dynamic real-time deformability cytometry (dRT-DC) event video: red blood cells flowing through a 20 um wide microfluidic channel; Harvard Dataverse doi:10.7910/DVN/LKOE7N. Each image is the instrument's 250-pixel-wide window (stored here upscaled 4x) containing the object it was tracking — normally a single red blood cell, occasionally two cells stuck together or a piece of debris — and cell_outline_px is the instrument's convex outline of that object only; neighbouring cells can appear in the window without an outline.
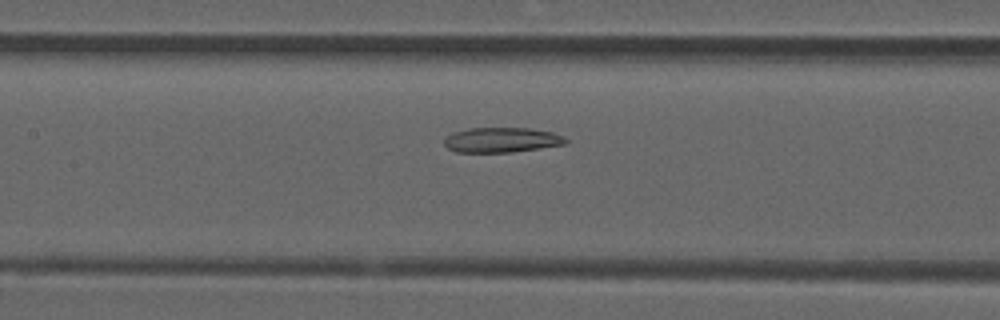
{"species": "common noctule bat (a hibernating species)", "species_latin": "Nyctalus noctula", "temperature_condition": "room temperature", "stored_images_in_passage": 35, "camera_frame_rate_fps": 3000, "um_per_image_px": 0.085, "animal": {"sex": "male", "forearm_length_mm": 52.5}, "frame": {"image": 1, "passage_image": 8, "time_ms": 2.333, "image_size_px": [1000, 320], "cell_outline_px": [[568, 140], [564, 144], [540, 148], [512, 152], [456, 152], [448, 148], [444, 144], [444, 140], [448, 136], [456, 132], [468, 128], [532, 128], [552, 132], [564, 136]], "centroid_in_image_um": [42.66, 11.89], "position_along_channel_um": 164.7, "area_um2": 17.57}}
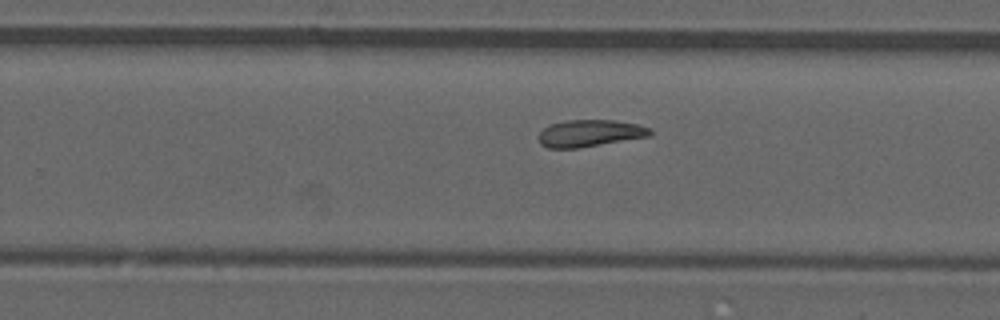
{"frame": {"image": 2, "passage_image": 17, "time_ms": 5.333, "image_size_px": [1000, 320], "cell_outline_px": [[652, 136], [576, 148], [548, 148], [540, 144], [540, 132], [544, 128], [552, 124], [564, 120], [616, 120], [636, 124], [648, 128], [652, 132]], "centroid_in_image_um": [50.15, 11.32], "position_along_channel_um": 279.7, "area_um2": 17.34}}
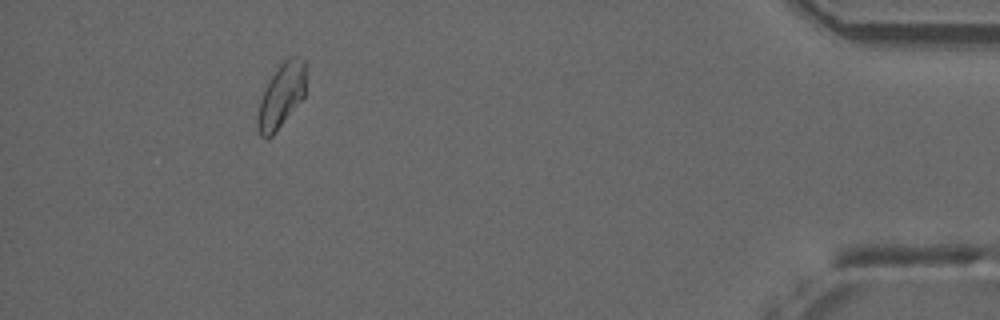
{"frame": {"image": 3, "passage_image": 32, "time_ms": 10.333, "image_size_px": [1000, 320], "cell_outline_px": [[308, 64], [304, 96], [276, 132], [268, 140], [264, 140], [260, 136], [256, 128], [256, 120], [260, 100], [276, 68], [288, 56], [296, 56], [304, 60]], "centroid_in_image_um": [23.93, 8.14], "position_along_channel_um": 411.3, "area_um2": 18.44}}